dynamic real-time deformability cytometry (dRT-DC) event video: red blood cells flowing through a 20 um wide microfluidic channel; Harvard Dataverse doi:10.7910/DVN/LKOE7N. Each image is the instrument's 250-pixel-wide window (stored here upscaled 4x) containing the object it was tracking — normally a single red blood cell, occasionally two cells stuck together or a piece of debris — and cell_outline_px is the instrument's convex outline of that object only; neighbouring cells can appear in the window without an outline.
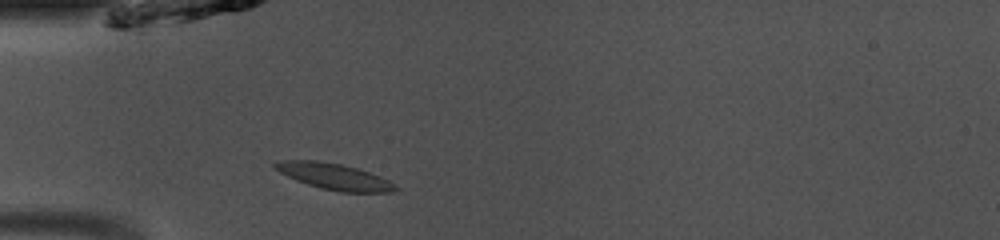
{"species": "common noctule bat (a hibernating species)", "species_latin": "Nyctalus noctula", "temperature_condition": "room temperature", "stored_images_in_passage": 38, "camera_frame_rate_fps": 3000, "um_per_image_px": 0.085, "animal": {"sex": "male", "body_mass_g": 13.0, "forearm_length_mm": 53.1}, "frame": {"image": 1, "passage_image": 4, "time_ms": 1.0, "image_size_px": [1000, 240], "cell_outline_px": [[400, 188], [392, 192], [340, 192], [320, 188], [296, 180], [272, 168], [272, 164], [280, 160], [320, 160], [340, 164], [356, 168], [380, 176], [388, 180]], "centroid_in_image_um": [28.38, 15.0], "position_along_channel_um": 56.6, "area_um2": 18.38}}
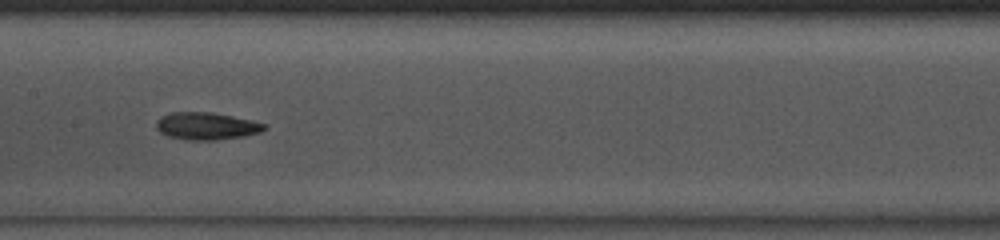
{"frame": {"image": 2, "passage_image": 14, "time_ms": 4.333, "image_size_px": [1000, 240], "cell_outline_px": [[268, 128], [260, 132], [244, 136], [216, 140], [188, 140], [168, 136], [160, 132], [156, 128], [156, 120], [160, 116], [172, 112], [212, 112], [232, 116], [268, 124]], "centroid_in_image_um": [17.55, 10.71], "position_along_channel_um": 189.9, "area_um2": 17.34}}
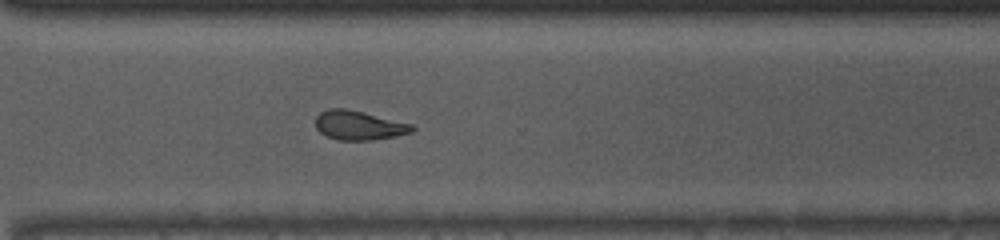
{"frame": {"image": 3, "passage_image": 25, "time_ms": 8.0, "image_size_px": [1000, 240], "cell_outline_px": [[416, 128], [412, 132], [396, 136], [372, 140], [340, 140], [328, 136], [320, 132], [316, 128], [316, 116], [320, 112], [328, 108], [344, 108], [412, 124]], "centroid_in_image_um": [30.5, 10.66], "position_along_channel_um": 340.1, "area_um2": 16.24}, "authors_computed_cell_mechanics": {"area_um2": 17.1377, "velocity_mm_per_s": 4.1153, "shape_relaxation_time_tau1_ms": 7.8233, "shape_relaxation_time_tau2_ms": 6.0815, "deformation_change_tau1": 0.1658, "deformation_change_tau2": 0.1487}}